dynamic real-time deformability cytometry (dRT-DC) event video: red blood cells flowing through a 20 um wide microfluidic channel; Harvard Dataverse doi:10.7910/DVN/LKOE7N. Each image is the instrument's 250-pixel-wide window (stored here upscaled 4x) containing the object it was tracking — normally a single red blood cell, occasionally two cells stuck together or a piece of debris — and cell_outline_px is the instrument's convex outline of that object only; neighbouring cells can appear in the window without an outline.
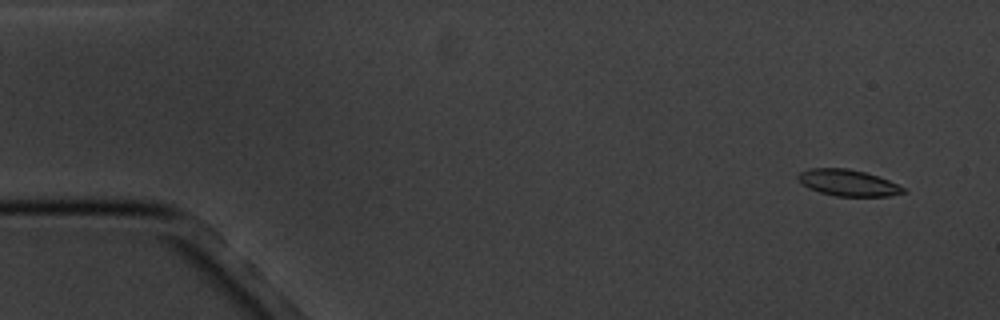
{"species": "common noctule bat (a hibernating species)", "species_latin": "Nyctalus noctula", "temperature_condition": "cold", "stored_images_in_passage": 4, "camera_frame_rate_fps": 3000, "um_per_image_px": 0.085, "animal": {"sex": "male", "body_mass_g": 20.1, "forearm_length_mm": 53.5}, "frame": {"image": 1, "passage_image": 1, "time_ms": 0.0, "image_size_px": [1000, 320], "cell_outline_px": [[908, 192], [888, 196], [836, 196], [820, 192], [808, 188], [796, 176], [800, 172], [808, 168], [848, 168], [864, 172], [888, 180], [904, 188]], "centroid_in_image_um": [72.07, 15.53], "position_along_channel_um": 12.9, "area_um2": 16.01}}
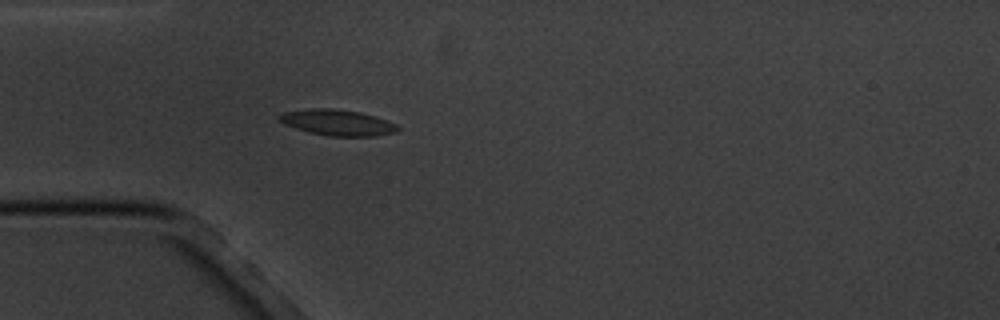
{"frame": {"image": 2, "passage_image": 4, "time_ms": 4.333, "image_size_px": [1000, 320], "cell_outline_px": [[400, 128], [396, 132], [376, 136], [328, 136], [308, 132], [284, 124], [276, 116], [284, 112], [308, 108], [332, 108], [360, 112], [376, 116], [388, 120], [396, 124]], "centroid_in_image_um": [28.69, 10.41], "position_along_channel_um": 56.3, "area_um2": 18.03}}